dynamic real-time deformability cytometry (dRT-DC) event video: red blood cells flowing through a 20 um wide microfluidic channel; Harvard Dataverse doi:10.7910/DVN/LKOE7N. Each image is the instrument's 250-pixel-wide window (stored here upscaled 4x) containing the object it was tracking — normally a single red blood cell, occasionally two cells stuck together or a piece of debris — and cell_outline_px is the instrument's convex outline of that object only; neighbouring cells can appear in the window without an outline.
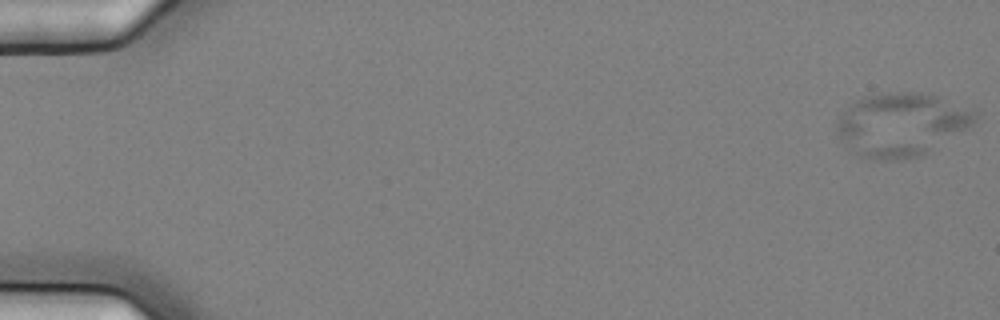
{"species": "common noctule bat (a hibernating species)", "species_latin": "Nyctalus noctula", "temperature_condition": "cold", "stored_images_in_passage": 6, "camera_frame_rate_fps": 3000, "um_per_image_px": 0.085, "animal": {"sex": "female", "body_mass_g": 25.1}, "frame": {"image": 1, "passage_image": 1, "time_ms": 0.0, "image_size_px": [1000, 320], "cell_outline_px": [[980, 112], [976, 120], [968, 128], [924, 156], [900, 160], [872, 160], [848, 152], [840, 140], [836, 132], [836, 120], [844, 108], [860, 96], [880, 92], [920, 92], [940, 96]], "centroid_in_image_um": [76.57, 10.59], "position_along_channel_um": 8.4, "area_um2": 52.66}}